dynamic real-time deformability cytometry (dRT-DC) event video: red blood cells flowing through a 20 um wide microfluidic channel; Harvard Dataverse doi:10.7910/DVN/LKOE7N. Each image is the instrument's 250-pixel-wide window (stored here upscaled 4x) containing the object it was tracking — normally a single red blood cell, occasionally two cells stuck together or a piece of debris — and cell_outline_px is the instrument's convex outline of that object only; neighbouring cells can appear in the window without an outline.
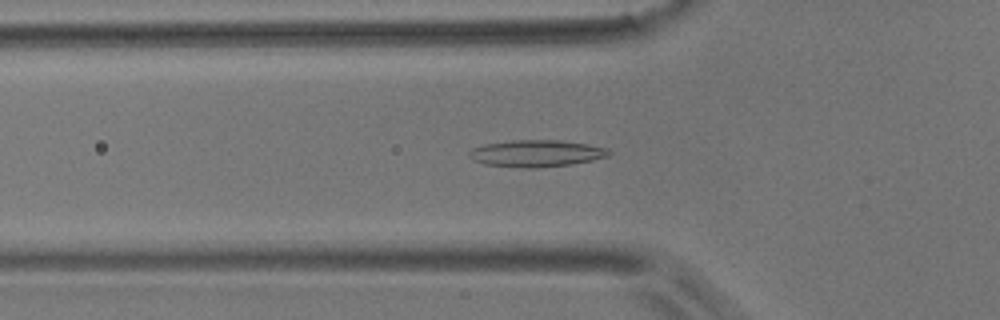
{"species": "common noctule bat (a hibernating species)", "species_latin": "Nyctalus noctula", "temperature_condition": "room temperature", "stored_images_in_passage": 54, "camera_frame_rate_fps": 3000, "um_per_image_px": 0.085, "animal": {"sex": "male", "body_mass_g": 17.9}, "frame": {"image": 1, "passage_image": 17, "time_ms": 5.333, "image_size_px": [1000, 320], "cell_outline_px": [[612, 152], [608, 156], [592, 160], [572, 164], [540, 168], [520, 168], [484, 164], [472, 160], [468, 156], [468, 152], [472, 148], [484, 144], [512, 140], [560, 140], [588, 144], [608, 148]], "centroid_in_image_um": [45.57, 13.04], "position_along_channel_um": 80.2, "area_um2": 22.14}}
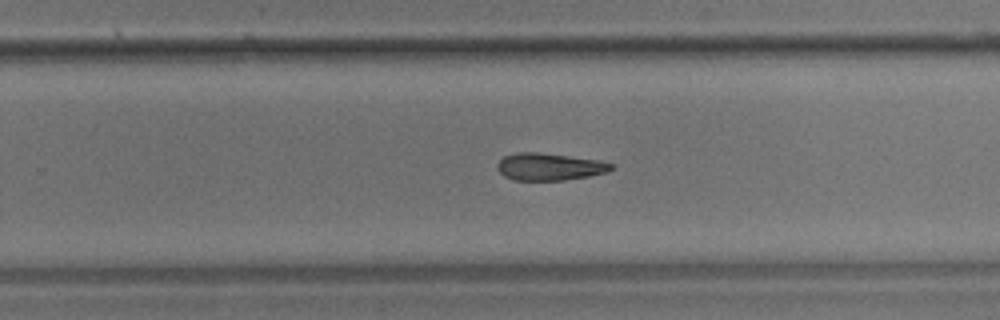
{"frame": {"image": 2, "passage_image": 34, "time_ms": 11.0, "image_size_px": [1000, 320], "cell_outline_px": [[616, 164], [612, 168], [604, 172], [588, 176], [564, 180], [512, 180], [504, 176], [496, 168], [496, 164], [504, 156], [520, 152], [540, 152], [596, 160]], "centroid_in_image_um": [46.65, 14.17], "position_along_channel_um": 283.2, "area_um2": 17.92}}
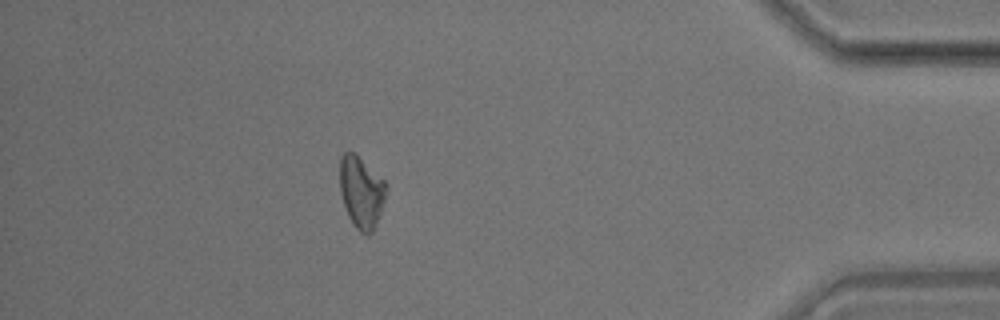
{"frame": {"image": 3, "passage_image": 48, "time_ms": 15.667, "image_size_px": [1000, 320], "cell_outline_px": [[388, 188], [376, 224], [372, 232], [368, 236], [360, 232], [352, 224], [348, 216], [340, 192], [340, 160], [344, 152], [352, 152], [384, 180]], "centroid_in_image_um": [30.71, 16.37], "position_along_channel_um": 404.5, "area_um2": 19.07}}